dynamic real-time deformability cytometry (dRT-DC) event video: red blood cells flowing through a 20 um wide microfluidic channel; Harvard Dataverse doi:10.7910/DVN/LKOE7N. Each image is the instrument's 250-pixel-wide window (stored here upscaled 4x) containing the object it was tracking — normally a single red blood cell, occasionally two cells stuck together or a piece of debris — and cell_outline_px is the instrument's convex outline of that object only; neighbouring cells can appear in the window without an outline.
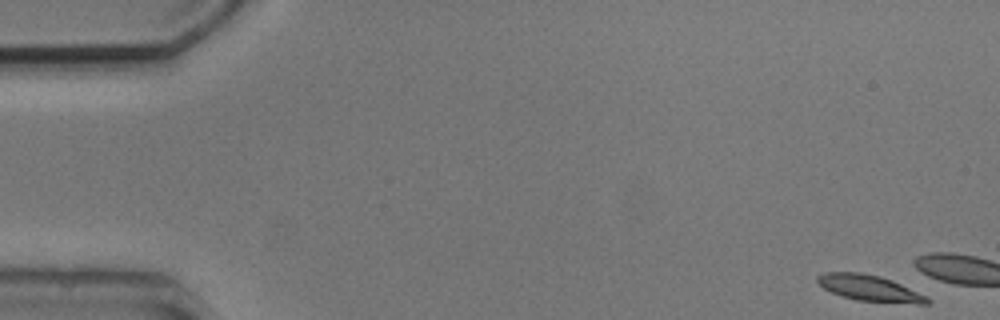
{"species": "common noctule bat (a hibernating species)", "species_latin": "Nyctalus noctula", "temperature_condition": "cold", "stored_images_in_passage": 4, "camera_frame_rate_fps": 3000, "um_per_image_px": 0.085, "animal": {"sex": "male", "body_mass_g": 20.5, "forearm_length_mm": 52.5}, "frame": {"image": 1, "passage_image": 1, "time_ms": 0.0, "image_size_px": [1000, 320], "cell_outline_px": [[932, 300], [928, 304], [916, 304], [856, 300], [840, 296], [824, 288], [816, 280], [816, 276], [824, 272], [860, 272], [880, 276], [892, 280], [928, 296]], "centroid_in_image_um": [73.94, 24.49], "position_along_channel_um": 11.1, "area_um2": 16.82}}